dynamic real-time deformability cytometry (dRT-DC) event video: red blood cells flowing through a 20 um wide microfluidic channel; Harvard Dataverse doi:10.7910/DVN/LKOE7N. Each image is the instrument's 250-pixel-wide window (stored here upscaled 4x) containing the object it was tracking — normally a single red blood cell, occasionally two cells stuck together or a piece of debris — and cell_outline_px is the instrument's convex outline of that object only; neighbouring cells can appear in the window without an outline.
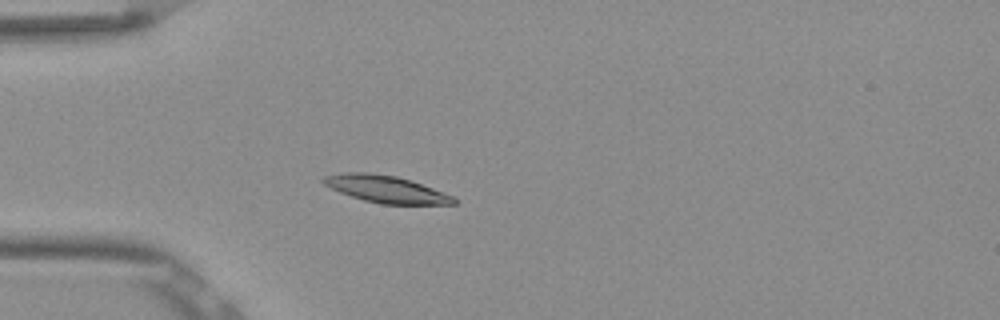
{"species": "Egyptian fruit bat (a non-hibernating species)", "species_latin": "Rousettus aegyptiacus", "temperature_condition": "room temperature", "stored_images_in_passage": 52, "camera_frame_rate_fps": 3000, "um_per_image_px": 0.085, "frame": {"image": 1, "passage_image": 14, "time_ms": 4.333, "image_size_px": [1000, 320], "cell_outline_px": [[456, 204], [380, 204], [364, 200], [340, 192], [324, 184], [320, 180], [324, 176], [344, 172], [368, 172], [396, 176], [432, 188], [452, 196], [456, 200]], "centroid_in_image_um": [32.76, 16.07], "position_along_channel_um": 52.2, "area_um2": 20.23}}
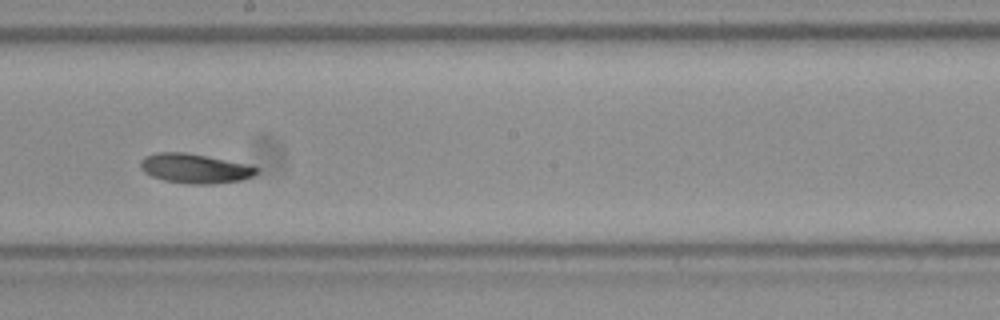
{"frame": {"image": 2, "passage_image": 29, "time_ms": 9.333, "image_size_px": [1000, 320], "cell_outline_px": [[256, 172], [252, 176], [240, 180], [212, 184], [192, 184], [164, 180], [152, 176], [144, 172], [140, 168], [140, 160], [144, 156], [156, 152], [184, 152], [244, 164], [256, 168]], "centroid_in_image_um": [16.46, 14.32], "position_along_channel_um": 231.7, "area_um2": 19.54}}
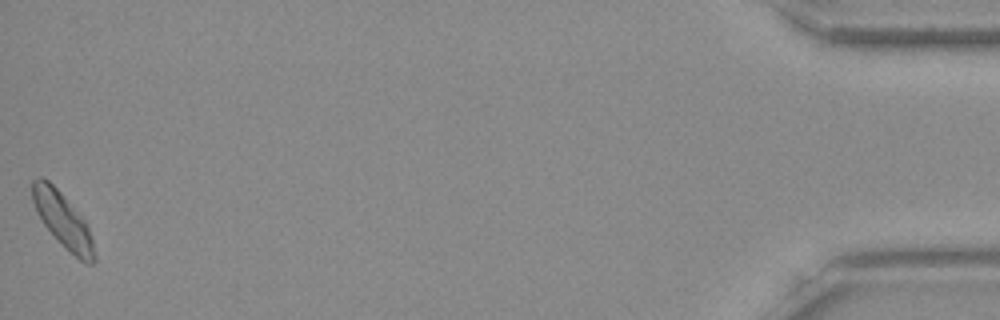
{"frame": {"image": 3, "passage_image": 52, "time_ms": 17.0, "image_size_px": [1000, 320], "cell_outline_px": [[96, 260], [92, 264], [88, 264], [80, 260], [44, 224], [36, 212], [32, 200], [32, 180], [36, 176], [40, 176], [48, 180], [60, 192], [88, 224], [96, 256]], "centroid_in_image_um": [5.34, 18.67], "position_along_channel_um": 429.9, "area_um2": 19.25}, "authors_computed_cell_mechanics": {"area_um2": 19.6231, "velocity_mm_per_s": 3.8161, "shape_relaxation_time_tau1_ms": 2.5957, "shape_relaxation_time_tau2_ms": 7.205, "deformation_change_tau1": 0.1054, "deformation_change_tau2": 0.1265}}